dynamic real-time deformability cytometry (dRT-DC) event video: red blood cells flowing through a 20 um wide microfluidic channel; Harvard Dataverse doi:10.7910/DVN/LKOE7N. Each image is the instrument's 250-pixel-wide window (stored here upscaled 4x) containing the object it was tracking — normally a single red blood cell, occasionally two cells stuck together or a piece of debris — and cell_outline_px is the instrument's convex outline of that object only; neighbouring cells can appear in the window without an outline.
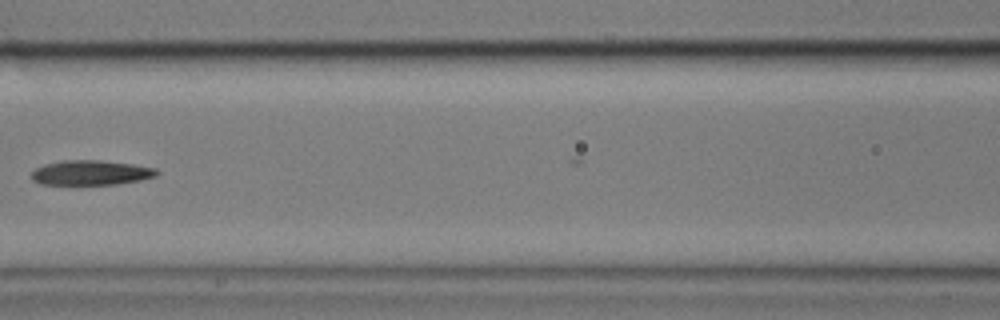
{"species": "common noctule bat (a hibernating species)", "species_latin": "Nyctalus noctula", "temperature_condition": "cold", "stored_images_in_passage": 7, "camera_frame_rate_fps": 3000, "um_per_image_px": 0.085, "animal": {"sex": "male", "body_mass_g": 17.9}, "frame": {"image": 1, "passage_image": 7, "time_ms": 2.0, "image_size_px": [1000, 320], "cell_outline_px": [[160, 172], [156, 176], [140, 180], [116, 184], [40, 184], [32, 180], [32, 172], [36, 168], [44, 164], [64, 160], [100, 160], [132, 164], [156, 168]], "centroid_in_image_um": [7.73, 14.67], "position_along_channel_um": 158.9, "area_um2": 18.03}}